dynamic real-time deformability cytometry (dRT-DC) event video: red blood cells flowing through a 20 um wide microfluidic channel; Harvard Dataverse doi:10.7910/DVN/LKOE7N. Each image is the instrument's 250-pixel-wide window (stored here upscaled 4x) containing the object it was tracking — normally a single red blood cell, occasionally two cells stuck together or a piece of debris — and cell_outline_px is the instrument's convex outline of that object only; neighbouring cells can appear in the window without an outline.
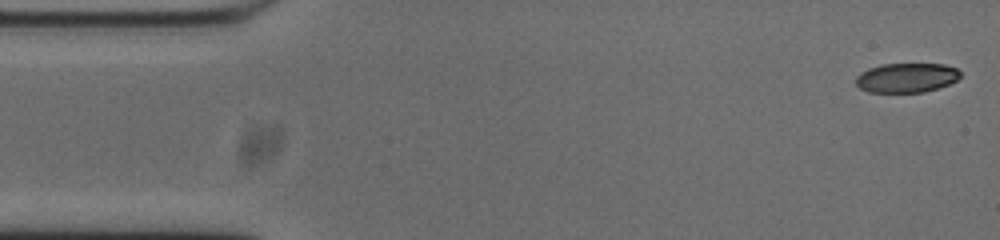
{"species": "common noctule bat (a hibernating species)", "species_latin": "Nyctalus noctula", "temperature_condition": "cold", "stored_images_in_passage": 52, "camera_frame_rate_fps": 3000, "um_per_image_px": 0.085, "animal": {"sex": "male", "body_mass_g": 20.0, "forearm_length_mm": 53.3}, "frame": {"image": 1, "passage_image": 1, "time_ms": 0.0, "image_size_px": [1000, 240], "cell_outline_px": [[960, 76], [956, 80], [948, 84], [924, 92], [868, 92], [860, 88], [856, 84], [856, 76], [860, 72], [868, 68], [880, 64], [944, 64], [956, 68], [960, 72]], "centroid_in_image_um": [77.02, 6.6], "position_along_channel_um": 8.0, "area_um2": 17.92}}
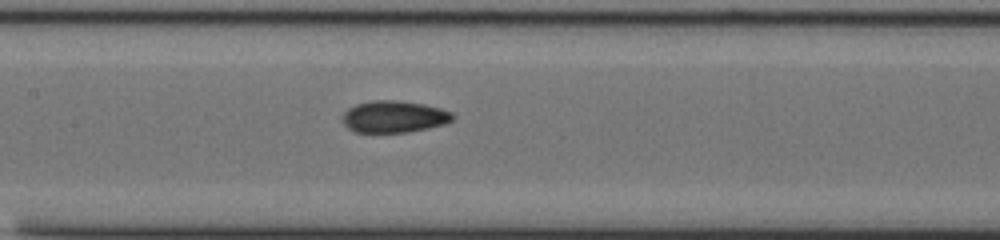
{"frame": {"image": 2, "passage_image": 23, "time_ms": 7.333, "image_size_px": [1000, 240], "cell_outline_px": [[456, 116], [452, 120], [444, 124], [428, 128], [408, 132], [356, 132], [348, 128], [344, 124], [344, 112], [348, 108], [356, 104], [372, 100], [396, 100], [424, 104], [440, 108], [452, 112]], "centroid_in_image_um": [33.52, 9.91], "position_along_channel_um": 173.9, "area_um2": 20.4}}
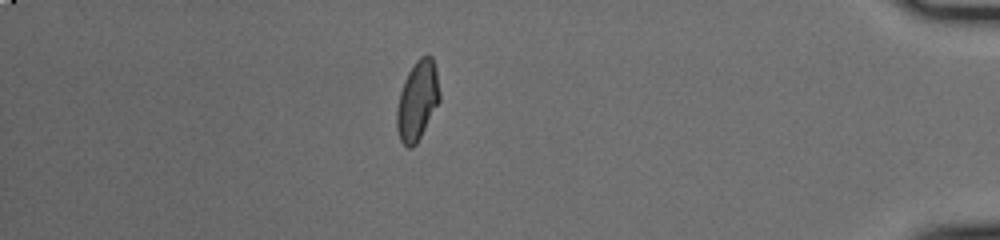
{"frame": {"image": 3, "passage_image": 45, "time_ms": 14.667, "image_size_px": [1000, 240], "cell_outline_px": [[440, 100], [416, 144], [412, 148], [408, 148], [400, 140], [396, 128], [396, 108], [400, 92], [404, 80], [408, 72], [416, 60], [420, 56], [432, 56], [436, 68], [440, 92]], "centroid_in_image_um": [35.47, 8.54], "position_along_channel_um": 399.7, "area_um2": 19.83}, "authors_computed_cell_mechanics": {"area_um2": 19.7965, "velocity_mm_per_s": 3.7823, "shape_relaxation_time_tau1_ms": null, "shape_relaxation_time_tau2_ms": 2.1846, "deformation_change_tau1": null, "deformation_change_tau2": 0.0609}}